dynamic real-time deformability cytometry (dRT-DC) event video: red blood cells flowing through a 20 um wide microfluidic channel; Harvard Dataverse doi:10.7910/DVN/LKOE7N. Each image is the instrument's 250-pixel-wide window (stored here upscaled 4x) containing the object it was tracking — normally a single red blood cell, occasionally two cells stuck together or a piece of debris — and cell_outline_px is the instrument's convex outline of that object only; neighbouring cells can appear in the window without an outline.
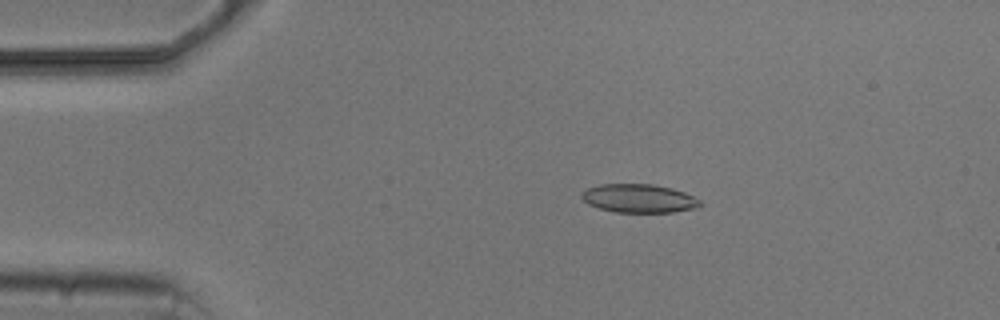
{"species": "common noctule bat (a hibernating species)", "species_latin": "Nyctalus noctula", "temperature_condition": "cold", "stored_images_in_passage": 7, "camera_frame_rate_fps": 3000, "um_per_image_px": 0.085, "animal": {"sex": "male", "body_mass_g": 20.5, "forearm_length_mm": 52.5}, "frame": {"image": 1, "passage_image": 3, "time_ms": 2.667, "image_size_px": [1000, 320], "cell_outline_px": [[704, 204], [696, 208], [672, 212], [616, 212], [600, 208], [588, 204], [580, 196], [588, 188], [600, 184], [652, 184], [672, 188], [684, 192], [700, 200]], "centroid_in_image_um": [54.34, 16.86], "position_along_channel_um": 30.7, "area_um2": 19.59}}
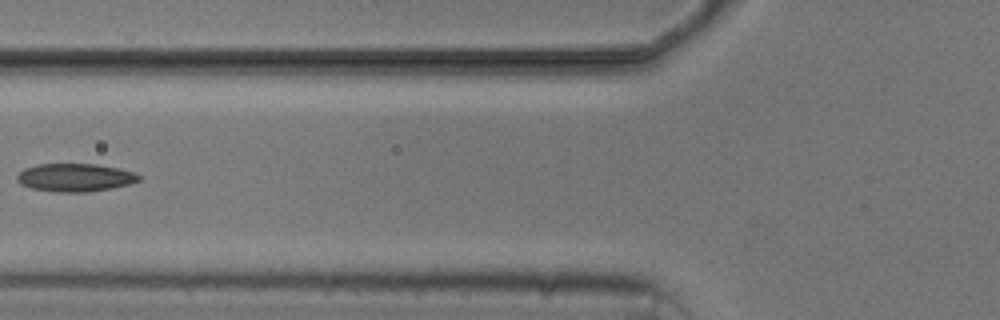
{"frame": {"image": 2, "passage_image": 6, "time_ms": 6.333, "image_size_px": [1000, 320], "cell_outline_px": [[140, 180], [128, 184], [112, 188], [88, 192], [52, 192], [32, 188], [20, 184], [16, 180], [16, 176], [24, 168], [36, 164], [96, 164], [136, 172], [140, 176]], "centroid_in_image_um": [6.35, 15.09], "position_along_channel_um": 119.4, "area_um2": 20.0}}
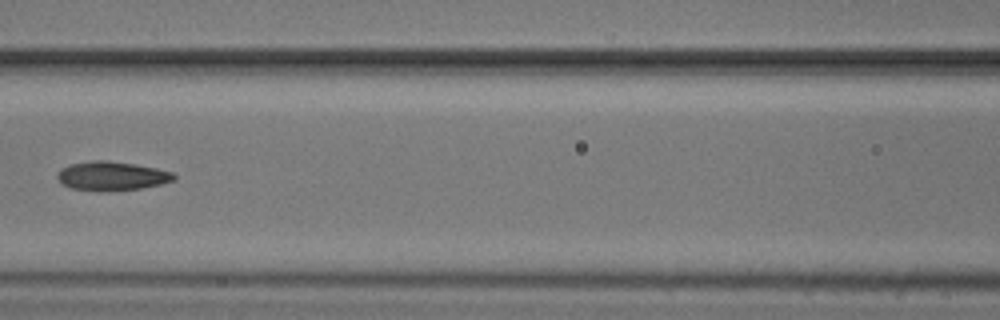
{"frame": {"image": 3, "passage_image": 7, "time_ms": 7.333, "image_size_px": [1000, 320], "cell_outline_px": [[176, 180], [160, 184], [140, 188], [72, 188], [60, 184], [56, 176], [64, 168], [72, 164], [92, 160], [108, 160], [136, 164], [156, 168], [172, 172], [176, 176]], "centroid_in_image_um": [9.55, 14.9], "position_along_channel_um": 157.1, "area_um2": 18.73}}